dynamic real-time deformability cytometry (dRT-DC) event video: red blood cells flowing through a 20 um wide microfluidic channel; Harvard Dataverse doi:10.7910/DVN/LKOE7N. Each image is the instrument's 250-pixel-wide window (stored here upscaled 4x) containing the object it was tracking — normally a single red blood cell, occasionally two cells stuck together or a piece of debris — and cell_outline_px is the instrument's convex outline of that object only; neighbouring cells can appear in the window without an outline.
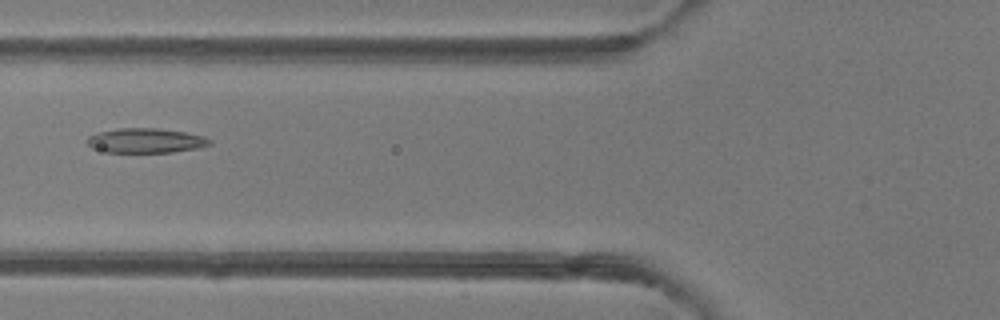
{"species": "common noctule bat (a hibernating species)", "species_latin": "Nyctalus noctula", "temperature_condition": "room temperature", "stored_images_in_passage": 4, "camera_frame_rate_fps": 3000, "um_per_image_px": 0.085, "animal": {"sex": "female"}, "frame": {"image": 1, "passage_image": 3, "time_ms": 2.333, "image_size_px": [1000, 320], "cell_outline_px": [[212, 144], [196, 148], [172, 152], [108, 152], [92, 148], [84, 140], [88, 136], [96, 132], [116, 128], [160, 128], [184, 132], [204, 136], [212, 140]], "centroid_in_image_um": [12.35, 11.94], "position_along_channel_um": 113.5, "area_um2": 17.74}}
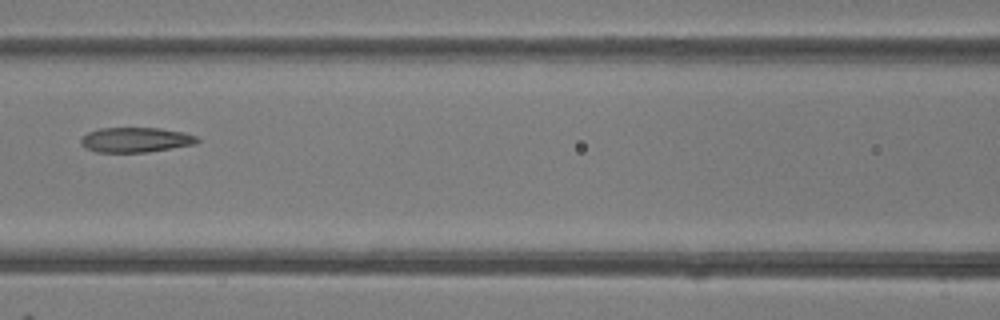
{"frame": {"image": 2, "passage_image": 4, "time_ms": 3.333, "image_size_px": [1000, 320], "cell_outline_px": [[200, 140], [196, 144], [148, 152], [96, 152], [84, 148], [80, 144], [80, 140], [88, 132], [100, 128], [160, 128], [184, 132], [196, 136]], "centroid_in_image_um": [11.53, 11.89], "position_along_channel_um": 155.1, "area_um2": 16.99}}